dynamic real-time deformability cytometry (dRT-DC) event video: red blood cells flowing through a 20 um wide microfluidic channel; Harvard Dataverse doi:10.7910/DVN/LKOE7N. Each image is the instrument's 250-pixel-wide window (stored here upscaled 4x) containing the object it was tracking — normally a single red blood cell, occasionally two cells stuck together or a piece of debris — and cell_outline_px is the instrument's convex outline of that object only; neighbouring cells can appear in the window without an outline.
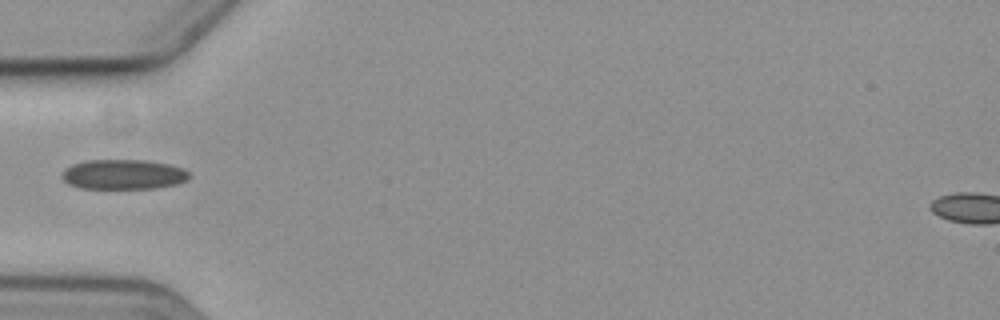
{"species": "common noctule bat (a hibernating species)", "species_latin": "Nyctalus noctula", "temperature_condition": "cold", "stored_images_in_passage": 4, "camera_frame_rate_fps": 3000, "um_per_image_px": 0.085, "animal": {"sex": "female", "body_mass_g": 19.3, "forearm_length_mm": 54.1}, "frame": {"image": 1, "passage_image": 4, "time_ms": 4.0, "image_size_px": [1000, 320], "cell_outline_px": [[188, 180], [176, 184], [156, 188], [80, 188], [68, 184], [60, 176], [60, 172], [64, 168], [72, 164], [88, 160], [144, 160], [168, 164], [184, 168], [188, 172]], "centroid_in_image_um": [10.44, 14.82], "position_along_channel_um": 74.6, "area_um2": 22.25}}